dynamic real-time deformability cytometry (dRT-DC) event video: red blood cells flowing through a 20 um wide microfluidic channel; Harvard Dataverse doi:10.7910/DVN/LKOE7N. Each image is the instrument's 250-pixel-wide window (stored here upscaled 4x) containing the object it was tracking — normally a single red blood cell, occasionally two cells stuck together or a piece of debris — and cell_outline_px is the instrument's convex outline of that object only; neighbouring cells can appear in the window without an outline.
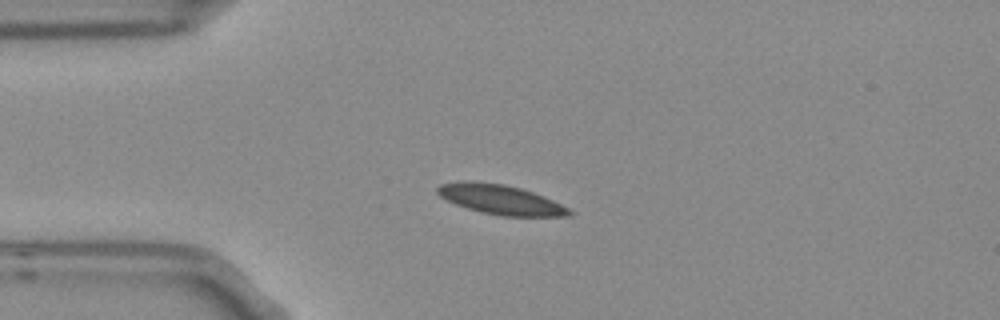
{"species": "Egyptian fruit bat (a non-hibernating species)", "species_latin": "Rousettus aegyptiacus", "temperature_condition": "room temperature", "stored_images_in_passage": 9, "camera_frame_rate_fps": 3000, "um_per_image_px": 0.085, "frame": {"image": 1, "passage_image": 3, "time_ms": 0.667, "image_size_px": [1000, 320], "cell_outline_px": [[572, 212], [568, 216], [500, 216], [468, 208], [456, 204], [440, 196], [436, 192], [436, 188], [440, 184], [464, 180], [504, 184], [520, 188], [532, 192], [552, 200], [568, 208]], "centroid_in_image_um": [42.51, 16.95], "position_along_channel_um": 42.5, "area_um2": 22.43}}